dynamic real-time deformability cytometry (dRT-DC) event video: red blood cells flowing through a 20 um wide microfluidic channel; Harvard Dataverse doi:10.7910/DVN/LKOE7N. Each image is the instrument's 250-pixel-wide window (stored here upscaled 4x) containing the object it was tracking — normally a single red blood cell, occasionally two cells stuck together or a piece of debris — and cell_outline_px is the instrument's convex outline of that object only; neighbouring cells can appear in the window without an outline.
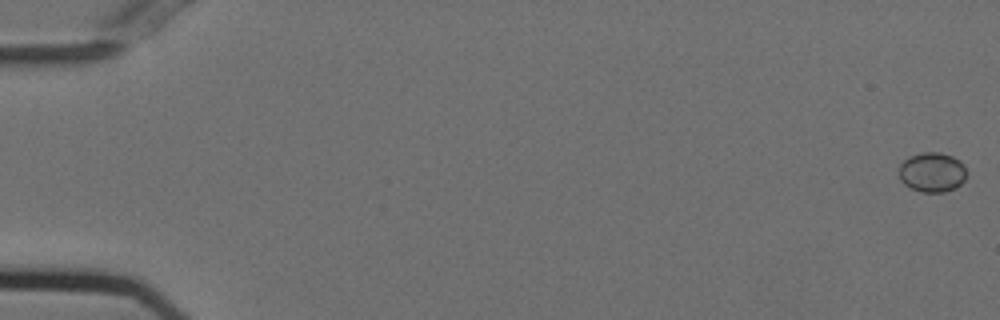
{"species": "Egyptian fruit bat (a non-hibernating species)", "species_latin": "Rousettus aegyptiacus", "temperature_condition": "cold", "stored_images_in_passage": 7, "camera_frame_rate_fps": 3000, "um_per_image_px": 0.085, "animal": {"sex": "female"}, "frame": {"image": 1, "passage_image": 1, "time_ms": 0.0, "image_size_px": [1000, 320], "cell_outline_px": [[968, 172], [964, 180], [956, 188], [944, 192], [920, 192], [908, 188], [900, 180], [900, 164], [904, 160], [920, 152], [940, 152], [952, 156], [960, 160], [964, 164]], "centroid_in_image_um": [79.26, 14.65], "position_along_channel_um": 5.7, "area_um2": 15.9}}